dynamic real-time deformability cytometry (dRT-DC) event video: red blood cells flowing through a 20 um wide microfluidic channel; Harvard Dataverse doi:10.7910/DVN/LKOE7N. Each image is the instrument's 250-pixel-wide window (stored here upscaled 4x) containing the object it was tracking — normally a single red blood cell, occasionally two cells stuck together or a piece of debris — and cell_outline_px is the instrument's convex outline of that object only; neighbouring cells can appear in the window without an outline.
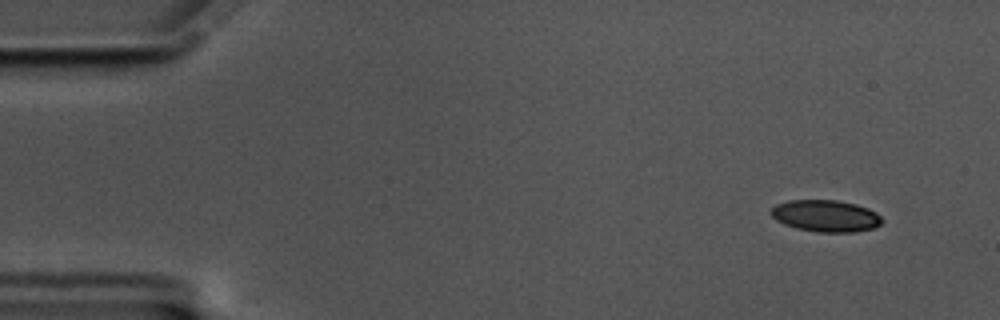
{"species": "common noctule bat (a hibernating species)", "species_latin": "Nyctalus noctula", "temperature_condition": "cold", "stored_images_in_passage": 54, "camera_frame_rate_fps": 3000, "um_per_image_px": 0.085, "animal": {"sex": "male", "body_mass_g": 17.5, "forearm_length_mm": 52.3}, "frame": {"image": 1, "passage_image": 1, "time_ms": 0.0, "image_size_px": [1000, 320], "cell_outline_px": [[884, 220], [880, 224], [872, 228], [852, 232], [816, 232], [796, 228], [784, 224], [776, 220], [768, 212], [776, 204], [788, 200], [836, 200], [856, 204], [868, 208], [876, 212]], "centroid_in_image_um": [70.16, 18.34], "position_along_channel_um": 14.8, "area_um2": 20.63}}
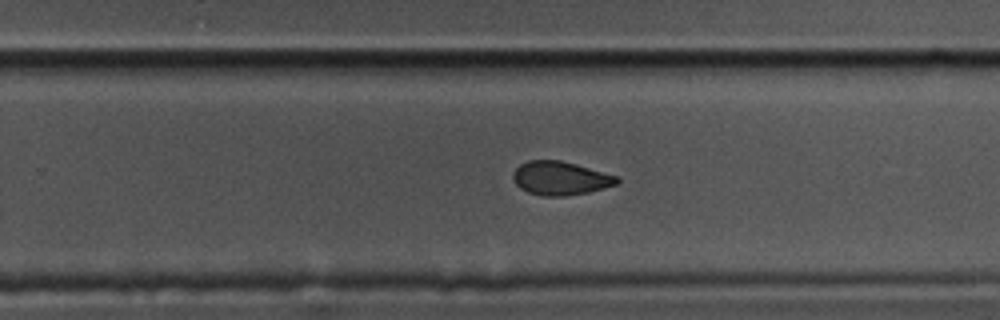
{"frame": {"image": 2, "passage_image": 33, "time_ms": 10.667, "image_size_px": [1000, 320], "cell_outline_px": [[620, 180], [616, 184], [588, 192], [564, 196], [544, 196], [528, 192], [520, 188], [516, 184], [512, 176], [512, 172], [520, 164], [528, 160], [560, 160], [576, 164], [616, 176]], "centroid_in_image_um": [47.58, 15.14], "position_along_channel_um": 282.2, "area_um2": 20.17}}
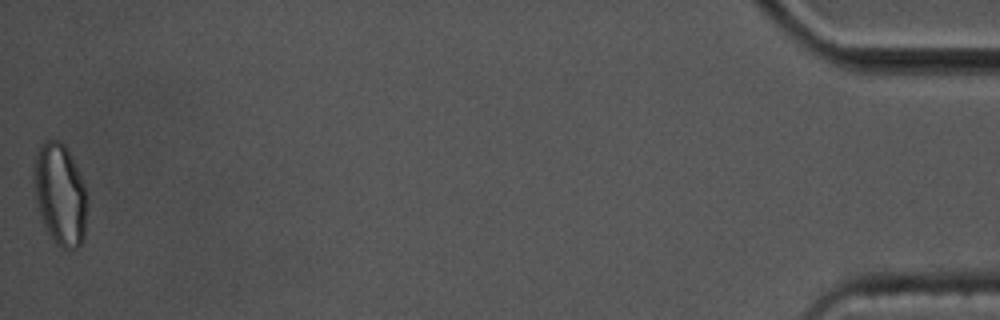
{"frame": {"image": 3, "passage_image": 54, "time_ms": 17.667, "image_size_px": [1000, 320], "cell_outline_px": [[88, 204], [84, 240], [76, 248], [64, 248], [56, 244], [48, 232], [44, 224], [36, 200], [32, 168], [40, 144], [44, 140], [60, 140], [64, 144], [84, 184], [88, 196]], "centroid_in_image_um": [5.12, 16.52], "position_along_channel_um": 430.1, "area_um2": 31.56}, "authors_computed_cell_mechanics": {"area_um2": 21.6461, "velocity_mm_per_s": 3.4903, "shape_relaxation_time_tau1_ms": 4.1288, "shape_relaxation_time_tau2_ms": 2.8083, "deformation_change_tau1": 0.1097, "deformation_change_tau2": 0.0711}}